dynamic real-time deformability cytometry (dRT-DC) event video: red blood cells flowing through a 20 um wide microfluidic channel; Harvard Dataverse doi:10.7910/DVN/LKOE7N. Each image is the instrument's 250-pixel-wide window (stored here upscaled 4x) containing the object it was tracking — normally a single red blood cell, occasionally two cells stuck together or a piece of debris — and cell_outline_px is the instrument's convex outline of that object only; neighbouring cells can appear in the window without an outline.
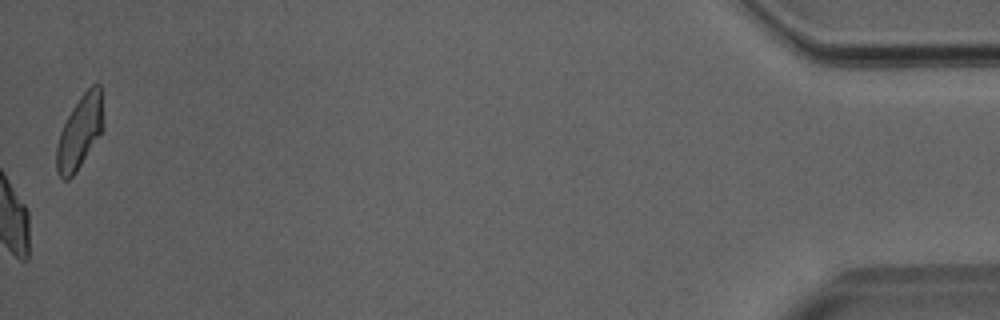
{"species": "Egyptian fruit bat (a non-hibernating species)", "species_latin": "Rousettus aegyptiacus", "temperature_condition": "room temperature", "stored_images_in_passage": 47, "camera_frame_rate_fps": 3000, "um_per_image_px": 0.085, "animal": {"sex": "male"}, "frame": {"image": 1, "passage_image": 47, "time_ms": 15.333, "image_size_px": [1000, 320], "cell_outline_px": [[104, 124], [100, 132], [76, 172], [68, 180], [64, 180], [56, 172], [56, 148], [60, 132], [72, 108], [80, 96], [92, 84], [100, 84]], "centroid_in_image_um": [6.76, 11.22], "position_along_channel_um": 428.4, "area_um2": 19.59}}